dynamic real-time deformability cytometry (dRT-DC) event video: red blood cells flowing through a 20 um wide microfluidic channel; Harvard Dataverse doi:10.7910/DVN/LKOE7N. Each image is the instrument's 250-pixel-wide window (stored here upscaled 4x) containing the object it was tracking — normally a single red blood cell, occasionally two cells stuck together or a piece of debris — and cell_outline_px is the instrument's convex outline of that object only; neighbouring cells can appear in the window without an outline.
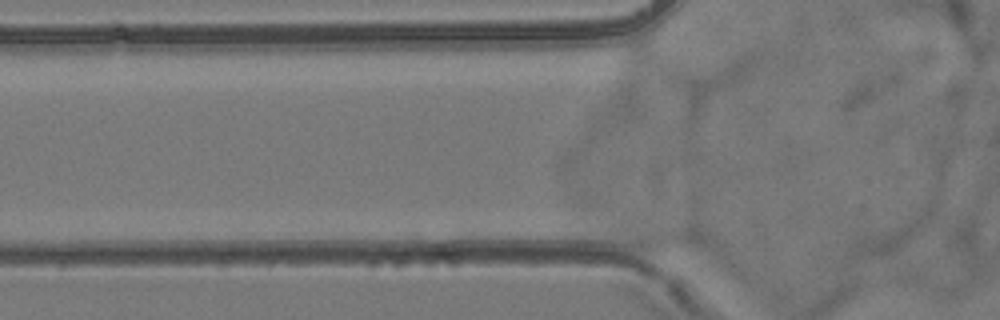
{"species": "common noctule bat (a hibernating species)", "species_latin": "Nyctalus noctula", "temperature_condition": "room temperature", "stored_images_in_passage": 3, "camera_frame_rate_fps": 3000, "um_per_image_px": 0.085, "animal": {"sex": "female", "body_mass_g": 24.6, "forearm_length_mm": 56.2}, "frame": {"image": 1, "passage_image": 2, "time_ms": 0.333, "image_size_px": [1000, 320], "cell_outline_px": [[704, 244], [700, 248], [652, 252], [648, 252], [632, 248], [608, 228], [620, 224], [692, 228], [704, 240]], "centroid_in_image_um": [55.94, 20.2], "position_along_channel_um": 69.9, "area_um2": 13.81}}